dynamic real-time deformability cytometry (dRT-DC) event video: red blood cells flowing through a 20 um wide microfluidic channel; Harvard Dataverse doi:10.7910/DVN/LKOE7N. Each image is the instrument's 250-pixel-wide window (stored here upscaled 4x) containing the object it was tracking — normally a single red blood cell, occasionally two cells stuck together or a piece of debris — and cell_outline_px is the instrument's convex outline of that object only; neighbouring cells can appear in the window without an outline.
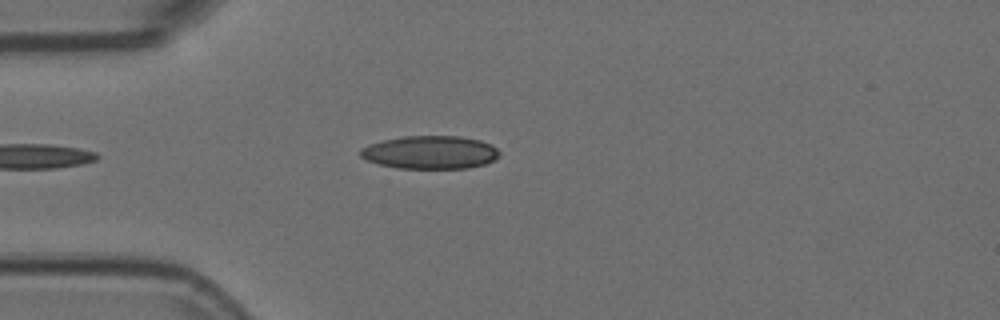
{"species": "Egyptian fruit bat (a non-hibernating species)", "species_latin": "Rousettus aegyptiacus", "temperature_condition": "room temperature", "stored_images_in_passage": 2, "camera_frame_rate_fps": 3000, "um_per_image_px": 0.085, "animal": {"sex": "female"}, "frame": {"image": 1, "passage_image": 2, "time_ms": 0.333, "image_size_px": [1000, 320], "cell_outline_px": [[500, 156], [484, 164], [468, 168], [396, 168], [380, 164], [368, 160], [360, 156], [360, 148], [368, 144], [384, 140], [404, 136], [460, 136], [480, 140], [492, 144], [500, 152]], "centroid_in_image_um": [36.58, 12.94], "position_along_channel_um": 48.4, "area_um2": 26.82}}